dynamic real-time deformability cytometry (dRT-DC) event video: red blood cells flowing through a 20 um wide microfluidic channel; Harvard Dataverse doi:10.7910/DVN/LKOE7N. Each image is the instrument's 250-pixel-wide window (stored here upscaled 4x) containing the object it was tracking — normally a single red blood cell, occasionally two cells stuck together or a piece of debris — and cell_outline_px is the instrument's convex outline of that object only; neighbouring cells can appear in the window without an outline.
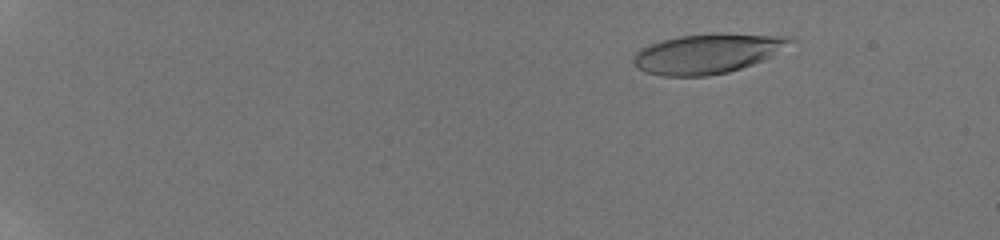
{"species": "human", "species_latin": "Homo sapiens", "temperature_condition": "room temperature", "stored_images_in_passage": 64, "camera_frame_rate_fps": 3000, "um_per_image_px": 0.085, "donor": {"sex": "male"}, "frame": {"image": 1, "passage_image": 12, "time_ms": 3.0, "image_size_px": [1000, 240], "cell_outline_px": [[796, 40], [772, 56], [764, 60], [728, 72], [708, 76], [664, 76], [644, 72], [636, 68], [632, 60], [636, 52], [640, 48], [664, 40], [680, 36], [712, 32], [724, 32], [788, 36]], "centroid_in_image_um": [60.15, 4.54], "position_along_channel_um": 24.9, "area_um2": 36.65}}
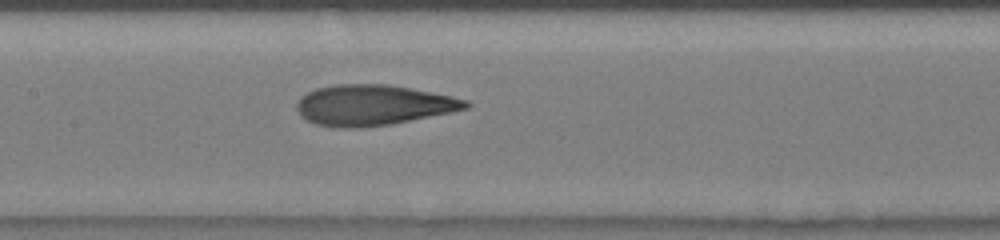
{"frame": {"image": 2, "passage_image": 35, "time_ms": 10.667, "image_size_px": [1000, 240], "cell_outline_px": [[472, 104], [468, 108], [388, 124], [356, 128], [344, 128], [316, 124], [300, 116], [296, 108], [296, 100], [300, 96], [316, 88], [336, 84], [388, 84], [432, 92], [452, 96], [468, 100]], "centroid_in_image_um": [31.66, 8.92], "position_along_channel_um": 175.7, "area_um2": 39.65}}
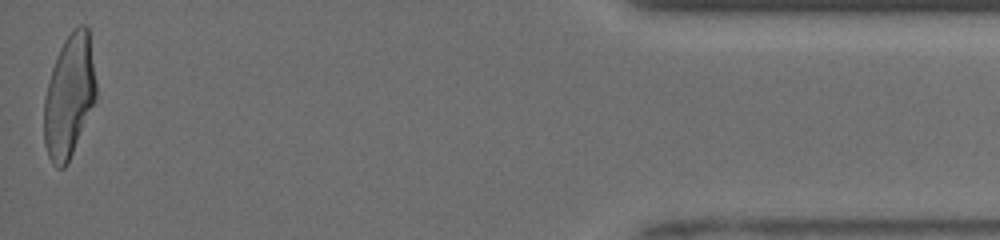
{"frame": {"image": 3, "passage_image": 64, "time_ms": 18.667, "image_size_px": [1000, 240], "cell_outline_px": [[96, 100], [68, 164], [64, 168], [56, 168], [52, 164], [48, 156], [44, 144], [44, 96], [48, 80], [56, 56], [64, 40], [80, 24], [84, 24], [88, 28], [96, 84]], "centroid_in_image_um": [5.87, 8.23], "position_along_channel_um": 429.3, "area_um2": 37.34}, "authors_computed_cell_mechanics": {"area_um2": 38.2058, "velocity_mm_per_s": 3.9574, "shape_relaxation_time_tau1_ms": 4.2008, "shape_relaxation_time_tau2_ms": 1.3296, "deformation_change_tau1": 0.2096, "deformation_change_tau2": 0.1032}}